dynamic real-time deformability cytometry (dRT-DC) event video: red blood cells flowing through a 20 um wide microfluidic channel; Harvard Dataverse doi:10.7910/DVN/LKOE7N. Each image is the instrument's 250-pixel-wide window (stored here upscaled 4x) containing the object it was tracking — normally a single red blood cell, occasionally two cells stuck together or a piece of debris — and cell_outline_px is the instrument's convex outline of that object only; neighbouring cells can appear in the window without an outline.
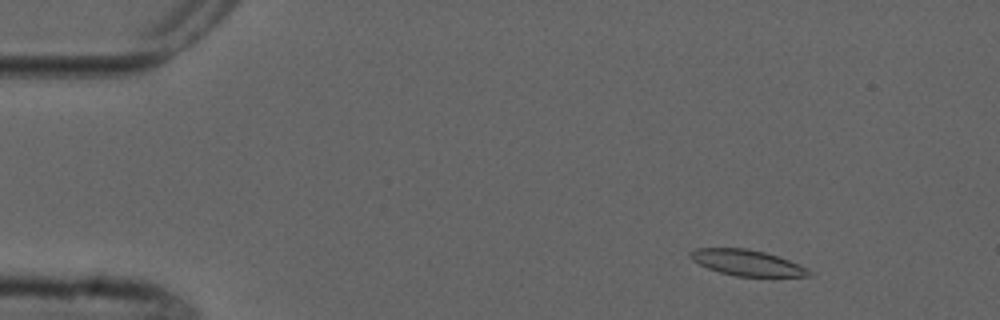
{"species": "common noctule bat (a hibernating species)", "species_latin": "Nyctalus noctula", "temperature_condition": "cold", "stored_images_in_passage": 4, "camera_frame_rate_fps": 3000, "um_per_image_px": 0.085, "animal": {"sex": "male", "forearm_length_mm": 52.5}, "frame": {"image": 1, "passage_image": 2, "time_ms": 1.333, "image_size_px": [1000, 320], "cell_outline_px": [[812, 276], [736, 276], [720, 272], [708, 268], [692, 260], [688, 256], [688, 252], [696, 248], [748, 248], [764, 252], [788, 260], [808, 268], [812, 272]], "centroid_in_image_um": [63.47, 22.32], "position_along_channel_um": 21.5, "area_um2": 17.74}}
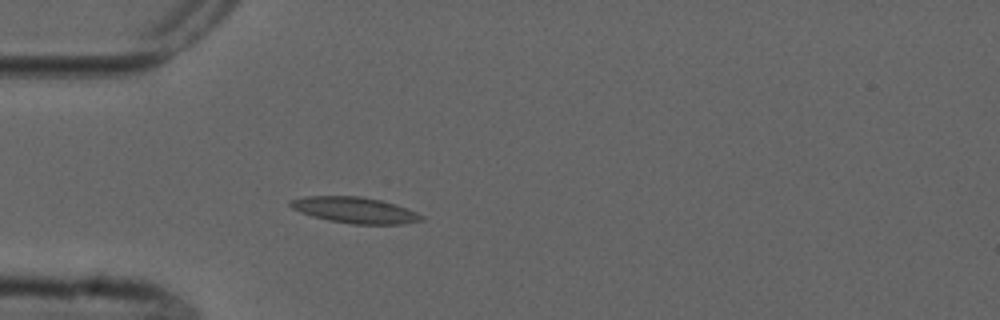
{"frame": {"image": 2, "passage_image": 4, "time_ms": 4.333, "image_size_px": [1000, 320], "cell_outline_px": [[424, 220], [400, 224], [352, 224], [328, 220], [312, 216], [300, 212], [292, 208], [288, 204], [288, 200], [304, 196], [360, 196], [380, 200], [416, 212], [424, 216]], "centroid_in_image_um": [30.1, 17.86], "position_along_channel_um": 54.9, "area_um2": 19.77}}